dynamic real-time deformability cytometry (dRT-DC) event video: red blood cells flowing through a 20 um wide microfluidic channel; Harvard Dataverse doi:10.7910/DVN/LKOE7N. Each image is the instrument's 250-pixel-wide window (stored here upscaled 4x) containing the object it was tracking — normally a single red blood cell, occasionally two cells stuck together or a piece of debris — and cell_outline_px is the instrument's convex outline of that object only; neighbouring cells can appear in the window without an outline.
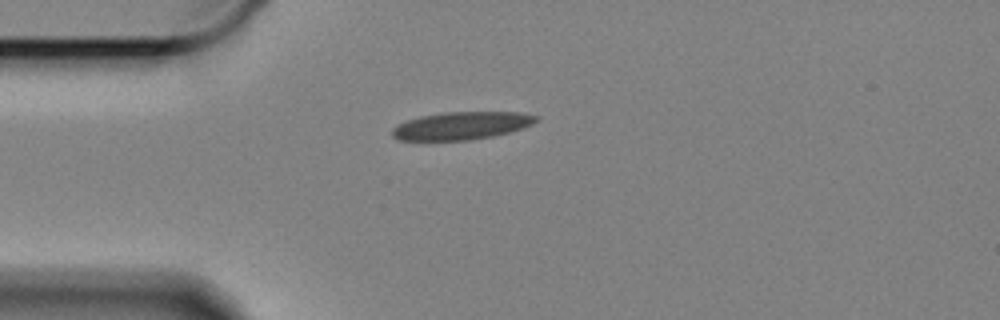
{"species": "Egyptian fruit bat (a non-hibernating species)", "species_latin": "Rousettus aegyptiacus", "temperature_condition": "cold", "stored_images_in_passage": 38, "camera_frame_rate_fps": 3000, "um_per_image_px": 0.085, "animal": {"sex": "female"}, "frame": {"image": 1, "passage_image": 1, "time_ms": 0.0, "image_size_px": [1000, 320], "cell_outline_px": [[540, 116], [532, 124], [508, 132], [492, 136], [468, 140], [400, 140], [392, 136], [392, 128], [396, 124], [420, 116], [444, 112], [520, 112]], "centroid_in_image_um": [39.2, 10.67], "position_along_channel_um": 45.8, "area_um2": 23.12}}
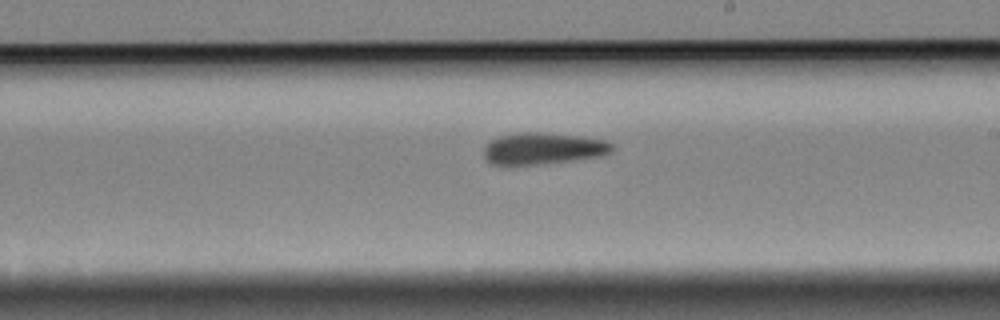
{"frame": {"image": 2, "passage_image": 20, "time_ms": 6.333, "image_size_px": [1000, 320], "cell_outline_px": [[612, 152], [600, 156], [568, 160], [532, 164], [492, 164], [484, 156], [484, 148], [492, 140], [500, 136], [520, 132], [540, 132], [580, 136], [604, 140], [612, 144]], "centroid_in_image_um": [46.16, 12.6], "position_along_channel_um": 242.8, "area_um2": 23.06}}
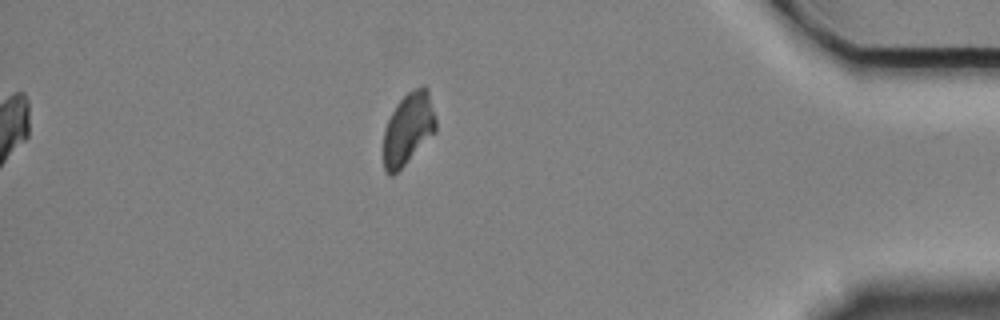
{"frame": {"image": 3, "passage_image": 38, "time_ms": 12.333, "image_size_px": [1000, 320], "cell_outline_px": [[436, 132], [392, 176], [388, 176], [384, 168], [384, 128], [396, 104], [408, 92], [424, 84], [428, 88], [436, 120]], "centroid_in_image_um": [34.7, 10.92], "position_along_channel_um": 400.5, "area_um2": 21.79}, "authors_computed_cell_mechanics": {"area_um2": 23.2645, "velocity_mm_per_s": 3.3111, "shape_relaxation_time_tau1_ms": 7.6017, "shape_relaxation_time_tau2_ms": null, "deformation_change_tau1": 0.106, "deformation_change_tau2": null}}